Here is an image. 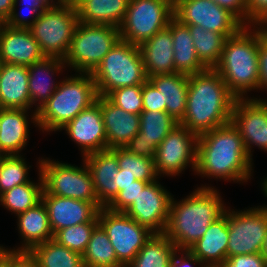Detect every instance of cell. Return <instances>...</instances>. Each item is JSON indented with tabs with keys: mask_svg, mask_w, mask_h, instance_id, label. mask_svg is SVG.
<instances>
[{
	"mask_svg": "<svg viewBox=\"0 0 267 267\" xmlns=\"http://www.w3.org/2000/svg\"><path fill=\"white\" fill-rule=\"evenodd\" d=\"M174 18L183 25H198L226 37L235 35L244 24L228 9L212 0H177Z\"/></svg>",
	"mask_w": 267,
	"mask_h": 267,
	"instance_id": "obj_14",
	"label": "cell"
},
{
	"mask_svg": "<svg viewBox=\"0 0 267 267\" xmlns=\"http://www.w3.org/2000/svg\"><path fill=\"white\" fill-rule=\"evenodd\" d=\"M186 26L190 29L195 51L200 62L206 68H214L220 60L227 37L220 33L205 30L202 26Z\"/></svg>",
	"mask_w": 267,
	"mask_h": 267,
	"instance_id": "obj_35",
	"label": "cell"
},
{
	"mask_svg": "<svg viewBox=\"0 0 267 267\" xmlns=\"http://www.w3.org/2000/svg\"><path fill=\"white\" fill-rule=\"evenodd\" d=\"M220 7L228 9L244 25H248V6L247 0H212Z\"/></svg>",
	"mask_w": 267,
	"mask_h": 267,
	"instance_id": "obj_47",
	"label": "cell"
},
{
	"mask_svg": "<svg viewBox=\"0 0 267 267\" xmlns=\"http://www.w3.org/2000/svg\"><path fill=\"white\" fill-rule=\"evenodd\" d=\"M176 250L164 233H153L127 267H167Z\"/></svg>",
	"mask_w": 267,
	"mask_h": 267,
	"instance_id": "obj_32",
	"label": "cell"
},
{
	"mask_svg": "<svg viewBox=\"0 0 267 267\" xmlns=\"http://www.w3.org/2000/svg\"><path fill=\"white\" fill-rule=\"evenodd\" d=\"M203 267H222V266H211V265H204Z\"/></svg>",
	"mask_w": 267,
	"mask_h": 267,
	"instance_id": "obj_60",
	"label": "cell"
},
{
	"mask_svg": "<svg viewBox=\"0 0 267 267\" xmlns=\"http://www.w3.org/2000/svg\"><path fill=\"white\" fill-rule=\"evenodd\" d=\"M0 108L30 110L28 66L1 63Z\"/></svg>",
	"mask_w": 267,
	"mask_h": 267,
	"instance_id": "obj_24",
	"label": "cell"
},
{
	"mask_svg": "<svg viewBox=\"0 0 267 267\" xmlns=\"http://www.w3.org/2000/svg\"><path fill=\"white\" fill-rule=\"evenodd\" d=\"M80 148L82 156L107 149V138L100 105L95 102L63 128Z\"/></svg>",
	"mask_w": 267,
	"mask_h": 267,
	"instance_id": "obj_18",
	"label": "cell"
},
{
	"mask_svg": "<svg viewBox=\"0 0 267 267\" xmlns=\"http://www.w3.org/2000/svg\"><path fill=\"white\" fill-rule=\"evenodd\" d=\"M46 8L53 6H62L69 0H39Z\"/></svg>",
	"mask_w": 267,
	"mask_h": 267,
	"instance_id": "obj_52",
	"label": "cell"
},
{
	"mask_svg": "<svg viewBox=\"0 0 267 267\" xmlns=\"http://www.w3.org/2000/svg\"><path fill=\"white\" fill-rule=\"evenodd\" d=\"M262 254L267 259V235H266L265 240H264V245H263V248H262Z\"/></svg>",
	"mask_w": 267,
	"mask_h": 267,
	"instance_id": "obj_55",
	"label": "cell"
},
{
	"mask_svg": "<svg viewBox=\"0 0 267 267\" xmlns=\"http://www.w3.org/2000/svg\"><path fill=\"white\" fill-rule=\"evenodd\" d=\"M80 167L39 158V171L43 179V189L55 196L68 197L87 202H99L94 189L93 177L85 163Z\"/></svg>",
	"mask_w": 267,
	"mask_h": 267,
	"instance_id": "obj_9",
	"label": "cell"
},
{
	"mask_svg": "<svg viewBox=\"0 0 267 267\" xmlns=\"http://www.w3.org/2000/svg\"><path fill=\"white\" fill-rule=\"evenodd\" d=\"M18 4L20 6L22 5V8L27 10L29 14H22L23 9L19 12L17 8L19 6ZM45 8L46 7L39 0H14L12 13L5 21V24L13 28L29 29ZM28 16L32 18L28 19Z\"/></svg>",
	"mask_w": 267,
	"mask_h": 267,
	"instance_id": "obj_41",
	"label": "cell"
},
{
	"mask_svg": "<svg viewBox=\"0 0 267 267\" xmlns=\"http://www.w3.org/2000/svg\"><path fill=\"white\" fill-rule=\"evenodd\" d=\"M226 208L219 190L206 184L178 202L172 197L164 234L177 250H188L209 225L225 213Z\"/></svg>",
	"mask_w": 267,
	"mask_h": 267,
	"instance_id": "obj_3",
	"label": "cell"
},
{
	"mask_svg": "<svg viewBox=\"0 0 267 267\" xmlns=\"http://www.w3.org/2000/svg\"><path fill=\"white\" fill-rule=\"evenodd\" d=\"M261 185H262L261 186L262 187V191L264 192L265 197H267V177L265 179H263V182H262ZM263 207L267 210V205L265 206V204H264Z\"/></svg>",
	"mask_w": 267,
	"mask_h": 267,
	"instance_id": "obj_54",
	"label": "cell"
},
{
	"mask_svg": "<svg viewBox=\"0 0 267 267\" xmlns=\"http://www.w3.org/2000/svg\"><path fill=\"white\" fill-rule=\"evenodd\" d=\"M10 267H39V265L30 251L10 248Z\"/></svg>",
	"mask_w": 267,
	"mask_h": 267,
	"instance_id": "obj_49",
	"label": "cell"
},
{
	"mask_svg": "<svg viewBox=\"0 0 267 267\" xmlns=\"http://www.w3.org/2000/svg\"><path fill=\"white\" fill-rule=\"evenodd\" d=\"M44 58L39 43L29 29L4 24L0 31L1 63L30 66Z\"/></svg>",
	"mask_w": 267,
	"mask_h": 267,
	"instance_id": "obj_21",
	"label": "cell"
},
{
	"mask_svg": "<svg viewBox=\"0 0 267 267\" xmlns=\"http://www.w3.org/2000/svg\"><path fill=\"white\" fill-rule=\"evenodd\" d=\"M78 21L84 24L121 25L129 0H72Z\"/></svg>",
	"mask_w": 267,
	"mask_h": 267,
	"instance_id": "obj_29",
	"label": "cell"
},
{
	"mask_svg": "<svg viewBox=\"0 0 267 267\" xmlns=\"http://www.w3.org/2000/svg\"><path fill=\"white\" fill-rule=\"evenodd\" d=\"M252 161L232 122L198 136L195 173L203 178L246 183L253 174Z\"/></svg>",
	"mask_w": 267,
	"mask_h": 267,
	"instance_id": "obj_1",
	"label": "cell"
},
{
	"mask_svg": "<svg viewBox=\"0 0 267 267\" xmlns=\"http://www.w3.org/2000/svg\"><path fill=\"white\" fill-rule=\"evenodd\" d=\"M5 24V20L0 16V31Z\"/></svg>",
	"mask_w": 267,
	"mask_h": 267,
	"instance_id": "obj_57",
	"label": "cell"
},
{
	"mask_svg": "<svg viewBox=\"0 0 267 267\" xmlns=\"http://www.w3.org/2000/svg\"><path fill=\"white\" fill-rule=\"evenodd\" d=\"M0 267H10V249L7 248L0 257Z\"/></svg>",
	"mask_w": 267,
	"mask_h": 267,
	"instance_id": "obj_53",
	"label": "cell"
},
{
	"mask_svg": "<svg viewBox=\"0 0 267 267\" xmlns=\"http://www.w3.org/2000/svg\"><path fill=\"white\" fill-rule=\"evenodd\" d=\"M29 111L0 108V155H21L22 149L27 146L30 122L37 127V112L32 110L29 121Z\"/></svg>",
	"mask_w": 267,
	"mask_h": 267,
	"instance_id": "obj_23",
	"label": "cell"
},
{
	"mask_svg": "<svg viewBox=\"0 0 267 267\" xmlns=\"http://www.w3.org/2000/svg\"><path fill=\"white\" fill-rule=\"evenodd\" d=\"M23 155L1 156L0 158V195L5 191L24 183H28V166Z\"/></svg>",
	"mask_w": 267,
	"mask_h": 267,
	"instance_id": "obj_37",
	"label": "cell"
},
{
	"mask_svg": "<svg viewBox=\"0 0 267 267\" xmlns=\"http://www.w3.org/2000/svg\"><path fill=\"white\" fill-rule=\"evenodd\" d=\"M139 116V132L124 148L132 154L154 160L158 145L179 122L163 111H143Z\"/></svg>",
	"mask_w": 267,
	"mask_h": 267,
	"instance_id": "obj_19",
	"label": "cell"
},
{
	"mask_svg": "<svg viewBox=\"0 0 267 267\" xmlns=\"http://www.w3.org/2000/svg\"><path fill=\"white\" fill-rule=\"evenodd\" d=\"M172 194L158 180L147 183L136 201L125 211L153 233H164L168 224Z\"/></svg>",
	"mask_w": 267,
	"mask_h": 267,
	"instance_id": "obj_16",
	"label": "cell"
},
{
	"mask_svg": "<svg viewBox=\"0 0 267 267\" xmlns=\"http://www.w3.org/2000/svg\"><path fill=\"white\" fill-rule=\"evenodd\" d=\"M82 257L85 267H123L117 260L107 234L99 224L94 228Z\"/></svg>",
	"mask_w": 267,
	"mask_h": 267,
	"instance_id": "obj_36",
	"label": "cell"
},
{
	"mask_svg": "<svg viewBox=\"0 0 267 267\" xmlns=\"http://www.w3.org/2000/svg\"><path fill=\"white\" fill-rule=\"evenodd\" d=\"M260 26L263 28L264 33L267 35V20H265Z\"/></svg>",
	"mask_w": 267,
	"mask_h": 267,
	"instance_id": "obj_56",
	"label": "cell"
},
{
	"mask_svg": "<svg viewBox=\"0 0 267 267\" xmlns=\"http://www.w3.org/2000/svg\"><path fill=\"white\" fill-rule=\"evenodd\" d=\"M262 31L261 26L244 25L227 37L214 67L236 98H248L247 92L259 90L258 43Z\"/></svg>",
	"mask_w": 267,
	"mask_h": 267,
	"instance_id": "obj_4",
	"label": "cell"
},
{
	"mask_svg": "<svg viewBox=\"0 0 267 267\" xmlns=\"http://www.w3.org/2000/svg\"><path fill=\"white\" fill-rule=\"evenodd\" d=\"M222 267H267V259L262 253L235 255L224 260Z\"/></svg>",
	"mask_w": 267,
	"mask_h": 267,
	"instance_id": "obj_43",
	"label": "cell"
},
{
	"mask_svg": "<svg viewBox=\"0 0 267 267\" xmlns=\"http://www.w3.org/2000/svg\"><path fill=\"white\" fill-rule=\"evenodd\" d=\"M96 85L90 73H75L63 78L49 100L37 112V128L60 131L84 109L96 102Z\"/></svg>",
	"mask_w": 267,
	"mask_h": 267,
	"instance_id": "obj_5",
	"label": "cell"
},
{
	"mask_svg": "<svg viewBox=\"0 0 267 267\" xmlns=\"http://www.w3.org/2000/svg\"><path fill=\"white\" fill-rule=\"evenodd\" d=\"M66 67L64 60L47 57L28 66L30 110L35 105L38 112L44 106L60 84L55 82L56 78L52 80V76L59 75Z\"/></svg>",
	"mask_w": 267,
	"mask_h": 267,
	"instance_id": "obj_25",
	"label": "cell"
},
{
	"mask_svg": "<svg viewBox=\"0 0 267 267\" xmlns=\"http://www.w3.org/2000/svg\"><path fill=\"white\" fill-rule=\"evenodd\" d=\"M29 251L39 267H85L80 253L60 245L54 239L35 245Z\"/></svg>",
	"mask_w": 267,
	"mask_h": 267,
	"instance_id": "obj_34",
	"label": "cell"
},
{
	"mask_svg": "<svg viewBox=\"0 0 267 267\" xmlns=\"http://www.w3.org/2000/svg\"><path fill=\"white\" fill-rule=\"evenodd\" d=\"M231 122L242 137L248 156L253 146L267 152V100L258 97L236 98Z\"/></svg>",
	"mask_w": 267,
	"mask_h": 267,
	"instance_id": "obj_15",
	"label": "cell"
},
{
	"mask_svg": "<svg viewBox=\"0 0 267 267\" xmlns=\"http://www.w3.org/2000/svg\"><path fill=\"white\" fill-rule=\"evenodd\" d=\"M97 225L98 222H85L63 228L53 234V239L60 245L82 255L85 252L91 234Z\"/></svg>",
	"mask_w": 267,
	"mask_h": 267,
	"instance_id": "obj_39",
	"label": "cell"
},
{
	"mask_svg": "<svg viewBox=\"0 0 267 267\" xmlns=\"http://www.w3.org/2000/svg\"><path fill=\"white\" fill-rule=\"evenodd\" d=\"M168 28L173 37L175 72L191 75L206 70L197 57L189 27L173 18Z\"/></svg>",
	"mask_w": 267,
	"mask_h": 267,
	"instance_id": "obj_31",
	"label": "cell"
},
{
	"mask_svg": "<svg viewBox=\"0 0 267 267\" xmlns=\"http://www.w3.org/2000/svg\"><path fill=\"white\" fill-rule=\"evenodd\" d=\"M197 139L185 126H175L156 149L154 162L158 175L179 176L188 166L195 173Z\"/></svg>",
	"mask_w": 267,
	"mask_h": 267,
	"instance_id": "obj_13",
	"label": "cell"
},
{
	"mask_svg": "<svg viewBox=\"0 0 267 267\" xmlns=\"http://www.w3.org/2000/svg\"><path fill=\"white\" fill-rule=\"evenodd\" d=\"M236 97L214 68L188 75L186 111L179 122L197 136L231 122Z\"/></svg>",
	"mask_w": 267,
	"mask_h": 267,
	"instance_id": "obj_2",
	"label": "cell"
},
{
	"mask_svg": "<svg viewBox=\"0 0 267 267\" xmlns=\"http://www.w3.org/2000/svg\"><path fill=\"white\" fill-rule=\"evenodd\" d=\"M229 232L227 214L212 222L203 236L188 250L203 265L221 266L227 258Z\"/></svg>",
	"mask_w": 267,
	"mask_h": 267,
	"instance_id": "obj_27",
	"label": "cell"
},
{
	"mask_svg": "<svg viewBox=\"0 0 267 267\" xmlns=\"http://www.w3.org/2000/svg\"><path fill=\"white\" fill-rule=\"evenodd\" d=\"M225 213L229 232L227 258L262 253L267 235V210L263 205L239 211L227 207Z\"/></svg>",
	"mask_w": 267,
	"mask_h": 267,
	"instance_id": "obj_11",
	"label": "cell"
},
{
	"mask_svg": "<svg viewBox=\"0 0 267 267\" xmlns=\"http://www.w3.org/2000/svg\"><path fill=\"white\" fill-rule=\"evenodd\" d=\"M120 39L115 26L78 22L64 62L76 73L91 74Z\"/></svg>",
	"mask_w": 267,
	"mask_h": 267,
	"instance_id": "obj_7",
	"label": "cell"
},
{
	"mask_svg": "<svg viewBox=\"0 0 267 267\" xmlns=\"http://www.w3.org/2000/svg\"><path fill=\"white\" fill-rule=\"evenodd\" d=\"M148 80L161 93L163 112L180 122L186 111L188 75L178 72L158 74L148 77Z\"/></svg>",
	"mask_w": 267,
	"mask_h": 267,
	"instance_id": "obj_28",
	"label": "cell"
},
{
	"mask_svg": "<svg viewBox=\"0 0 267 267\" xmlns=\"http://www.w3.org/2000/svg\"><path fill=\"white\" fill-rule=\"evenodd\" d=\"M168 2H170L171 4L175 5L177 0H167Z\"/></svg>",
	"mask_w": 267,
	"mask_h": 267,
	"instance_id": "obj_59",
	"label": "cell"
},
{
	"mask_svg": "<svg viewBox=\"0 0 267 267\" xmlns=\"http://www.w3.org/2000/svg\"><path fill=\"white\" fill-rule=\"evenodd\" d=\"M78 22L76 7L69 0L62 6L45 8L29 30L45 57L64 60Z\"/></svg>",
	"mask_w": 267,
	"mask_h": 267,
	"instance_id": "obj_8",
	"label": "cell"
},
{
	"mask_svg": "<svg viewBox=\"0 0 267 267\" xmlns=\"http://www.w3.org/2000/svg\"><path fill=\"white\" fill-rule=\"evenodd\" d=\"M93 177L99 203L107 207L118 195L117 148L93 152L83 157Z\"/></svg>",
	"mask_w": 267,
	"mask_h": 267,
	"instance_id": "obj_20",
	"label": "cell"
},
{
	"mask_svg": "<svg viewBox=\"0 0 267 267\" xmlns=\"http://www.w3.org/2000/svg\"><path fill=\"white\" fill-rule=\"evenodd\" d=\"M117 160L119 168L137 180L150 183L160 178L154 160L132 154L125 148H117Z\"/></svg>",
	"mask_w": 267,
	"mask_h": 267,
	"instance_id": "obj_38",
	"label": "cell"
},
{
	"mask_svg": "<svg viewBox=\"0 0 267 267\" xmlns=\"http://www.w3.org/2000/svg\"><path fill=\"white\" fill-rule=\"evenodd\" d=\"M91 75L99 96L121 87L143 85L148 80L139 46L121 39Z\"/></svg>",
	"mask_w": 267,
	"mask_h": 267,
	"instance_id": "obj_6",
	"label": "cell"
},
{
	"mask_svg": "<svg viewBox=\"0 0 267 267\" xmlns=\"http://www.w3.org/2000/svg\"><path fill=\"white\" fill-rule=\"evenodd\" d=\"M17 228L21 247L11 250H30L35 245L53 239L46 206L41 201L35 207L17 215Z\"/></svg>",
	"mask_w": 267,
	"mask_h": 267,
	"instance_id": "obj_30",
	"label": "cell"
},
{
	"mask_svg": "<svg viewBox=\"0 0 267 267\" xmlns=\"http://www.w3.org/2000/svg\"><path fill=\"white\" fill-rule=\"evenodd\" d=\"M143 111H163L161 93L147 80L142 86Z\"/></svg>",
	"mask_w": 267,
	"mask_h": 267,
	"instance_id": "obj_44",
	"label": "cell"
},
{
	"mask_svg": "<svg viewBox=\"0 0 267 267\" xmlns=\"http://www.w3.org/2000/svg\"><path fill=\"white\" fill-rule=\"evenodd\" d=\"M38 182L29 181L21 185H17L0 195V205L4 206L8 211L18 215L26 212L28 209L35 207L41 202L43 192V179L39 171Z\"/></svg>",
	"mask_w": 267,
	"mask_h": 267,
	"instance_id": "obj_33",
	"label": "cell"
},
{
	"mask_svg": "<svg viewBox=\"0 0 267 267\" xmlns=\"http://www.w3.org/2000/svg\"><path fill=\"white\" fill-rule=\"evenodd\" d=\"M248 25L260 26L267 20V0H247Z\"/></svg>",
	"mask_w": 267,
	"mask_h": 267,
	"instance_id": "obj_46",
	"label": "cell"
},
{
	"mask_svg": "<svg viewBox=\"0 0 267 267\" xmlns=\"http://www.w3.org/2000/svg\"><path fill=\"white\" fill-rule=\"evenodd\" d=\"M137 179L135 176L130 175L129 173H124L123 169L118 170V193L119 191L123 190L124 187H127L129 185H133V181H136Z\"/></svg>",
	"mask_w": 267,
	"mask_h": 267,
	"instance_id": "obj_50",
	"label": "cell"
},
{
	"mask_svg": "<svg viewBox=\"0 0 267 267\" xmlns=\"http://www.w3.org/2000/svg\"><path fill=\"white\" fill-rule=\"evenodd\" d=\"M147 183L141 180L133 181V185L124 187L123 190L119 191L107 208L114 212H125L136 201L139 192Z\"/></svg>",
	"mask_w": 267,
	"mask_h": 267,
	"instance_id": "obj_42",
	"label": "cell"
},
{
	"mask_svg": "<svg viewBox=\"0 0 267 267\" xmlns=\"http://www.w3.org/2000/svg\"><path fill=\"white\" fill-rule=\"evenodd\" d=\"M96 102L101 108L107 149L124 148L139 132L140 116L126 112L113 104L106 96L98 95Z\"/></svg>",
	"mask_w": 267,
	"mask_h": 267,
	"instance_id": "obj_22",
	"label": "cell"
},
{
	"mask_svg": "<svg viewBox=\"0 0 267 267\" xmlns=\"http://www.w3.org/2000/svg\"><path fill=\"white\" fill-rule=\"evenodd\" d=\"M6 249L7 248L6 247H3V245L0 246V257L4 254V252H5Z\"/></svg>",
	"mask_w": 267,
	"mask_h": 267,
	"instance_id": "obj_58",
	"label": "cell"
},
{
	"mask_svg": "<svg viewBox=\"0 0 267 267\" xmlns=\"http://www.w3.org/2000/svg\"><path fill=\"white\" fill-rule=\"evenodd\" d=\"M174 18V5L167 0H129L119 26L122 41L140 45L168 27Z\"/></svg>",
	"mask_w": 267,
	"mask_h": 267,
	"instance_id": "obj_10",
	"label": "cell"
},
{
	"mask_svg": "<svg viewBox=\"0 0 267 267\" xmlns=\"http://www.w3.org/2000/svg\"><path fill=\"white\" fill-rule=\"evenodd\" d=\"M14 7V0H0V16L6 21L11 15Z\"/></svg>",
	"mask_w": 267,
	"mask_h": 267,
	"instance_id": "obj_51",
	"label": "cell"
},
{
	"mask_svg": "<svg viewBox=\"0 0 267 267\" xmlns=\"http://www.w3.org/2000/svg\"><path fill=\"white\" fill-rule=\"evenodd\" d=\"M98 224L107 234L118 262L127 267L153 234L147 227L138 224L125 212H114L102 207L98 214Z\"/></svg>",
	"mask_w": 267,
	"mask_h": 267,
	"instance_id": "obj_12",
	"label": "cell"
},
{
	"mask_svg": "<svg viewBox=\"0 0 267 267\" xmlns=\"http://www.w3.org/2000/svg\"><path fill=\"white\" fill-rule=\"evenodd\" d=\"M195 265L204 266L189 250H176L167 267H194Z\"/></svg>",
	"mask_w": 267,
	"mask_h": 267,
	"instance_id": "obj_48",
	"label": "cell"
},
{
	"mask_svg": "<svg viewBox=\"0 0 267 267\" xmlns=\"http://www.w3.org/2000/svg\"><path fill=\"white\" fill-rule=\"evenodd\" d=\"M142 86L121 87L110 92L106 97L126 112L140 115L143 112Z\"/></svg>",
	"mask_w": 267,
	"mask_h": 267,
	"instance_id": "obj_40",
	"label": "cell"
},
{
	"mask_svg": "<svg viewBox=\"0 0 267 267\" xmlns=\"http://www.w3.org/2000/svg\"><path fill=\"white\" fill-rule=\"evenodd\" d=\"M259 90L267 91V35L262 31L258 43Z\"/></svg>",
	"mask_w": 267,
	"mask_h": 267,
	"instance_id": "obj_45",
	"label": "cell"
},
{
	"mask_svg": "<svg viewBox=\"0 0 267 267\" xmlns=\"http://www.w3.org/2000/svg\"><path fill=\"white\" fill-rule=\"evenodd\" d=\"M41 201L46 206L53 234L63 228L85 222H98V214L103 207L99 202L51 195L44 189Z\"/></svg>",
	"mask_w": 267,
	"mask_h": 267,
	"instance_id": "obj_17",
	"label": "cell"
},
{
	"mask_svg": "<svg viewBox=\"0 0 267 267\" xmlns=\"http://www.w3.org/2000/svg\"><path fill=\"white\" fill-rule=\"evenodd\" d=\"M147 77L175 73L173 37L165 29L139 45Z\"/></svg>",
	"mask_w": 267,
	"mask_h": 267,
	"instance_id": "obj_26",
	"label": "cell"
}]
</instances>
